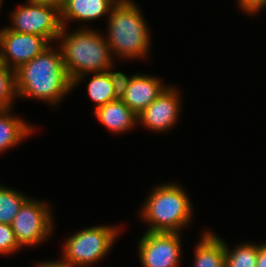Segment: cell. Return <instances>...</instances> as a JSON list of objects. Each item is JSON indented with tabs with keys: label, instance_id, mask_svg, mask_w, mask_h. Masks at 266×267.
Returning a JSON list of instances; mask_svg holds the SVG:
<instances>
[{
	"label": "cell",
	"instance_id": "6da1fadb",
	"mask_svg": "<svg viewBox=\"0 0 266 267\" xmlns=\"http://www.w3.org/2000/svg\"><path fill=\"white\" fill-rule=\"evenodd\" d=\"M18 97H29L57 105L72 88L60 48L47 47L29 62L15 70Z\"/></svg>",
	"mask_w": 266,
	"mask_h": 267
},
{
	"label": "cell",
	"instance_id": "7a4b0ae2",
	"mask_svg": "<svg viewBox=\"0 0 266 267\" xmlns=\"http://www.w3.org/2000/svg\"><path fill=\"white\" fill-rule=\"evenodd\" d=\"M86 28L67 34L66 26L62 27L57 39L72 88L85 78V74L105 72L114 67V58L104 35Z\"/></svg>",
	"mask_w": 266,
	"mask_h": 267
},
{
	"label": "cell",
	"instance_id": "3957f363",
	"mask_svg": "<svg viewBox=\"0 0 266 267\" xmlns=\"http://www.w3.org/2000/svg\"><path fill=\"white\" fill-rule=\"evenodd\" d=\"M107 16L108 34L104 37L113 58H145L151 46L150 31L137 4L132 0H120Z\"/></svg>",
	"mask_w": 266,
	"mask_h": 267
},
{
	"label": "cell",
	"instance_id": "277c9868",
	"mask_svg": "<svg viewBox=\"0 0 266 267\" xmlns=\"http://www.w3.org/2000/svg\"><path fill=\"white\" fill-rule=\"evenodd\" d=\"M142 208L139 213L149 224L147 231L150 232L179 233L193 219L191 200L177 183L156 186L147 196Z\"/></svg>",
	"mask_w": 266,
	"mask_h": 267
},
{
	"label": "cell",
	"instance_id": "5b68a950",
	"mask_svg": "<svg viewBox=\"0 0 266 267\" xmlns=\"http://www.w3.org/2000/svg\"><path fill=\"white\" fill-rule=\"evenodd\" d=\"M119 230L118 227L98 225L78 231L64 242L62 257L72 267H88L107 255Z\"/></svg>",
	"mask_w": 266,
	"mask_h": 267
},
{
	"label": "cell",
	"instance_id": "8992f818",
	"mask_svg": "<svg viewBox=\"0 0 266 267\" xmlns=\"http://www.w3.org/2000/svg\"><path fill=\"white\" fill-rule=\"evenodd\" d=\"M50 207L46 202L34 198H29L22 205L11 223L21 247L40 245L48 239L54 228Z\"/></svg>",
	"mask_w": 266,
	"mask_h": 267
},
{
	"label": "cell",
	"instance_id": "52a82bcc",
	"mask_svg": "<svg viewBox=\"0 0 266 267\" xmlns=\"http://www.w3.org/2000/svg\"><path fill=\"white\" fill-rule=\"evenodd\" d=\"M21 5L11 13V31L35 34L46 38L49 42H56L62 30L60 10L49 5L33 4Z\"/></svg>",
	"mask_w": 266,
	"mask_h": 267
},
{
	"label": "cell",
	"instance_id": "ba28073f",
	"mask_svg": "<svg viewBox=\"0 0 266 267\" xmlns=\"http://www.w3.org/2000/svg\"><path fill=\"white\" fill-rule=\"evenodd\" d=\"M181 232L145 231L139 240L142 267H177L181 258Z\"/></svg>",
	"mask_w": 266,
	"mask_h": 267
},
{
	"label": "cell",
	"instance_id": "9c48e42d",
	"mask_svg": "<svg viewBox=\"0 0 266 267\" xmlns=\"http://www.w3.org/2000/svg\"><path fill=\"white\" fill-rule=\"evenodd\" d=\"M50 44L42 36L3 28L0 30V61L15 71L43 52Z\"/></svg>",
	"mask_w": 266,
	"mask_h": 267
},
{
	"label": "cell",
	"instance_id": "30bf717a",
	"mask_svg": "<svg viewBox=\"0 0 266 267\" xmlns=\"http://www.w3.org/2000/svg\"><path fill=\"white\" fill-rule=\"evenodd\" d=\"M166 87L154 76L122 73L119 98L138 116Z\"/></svg>",
	"mask_w": 266,
	"mask_h": 267
},
{
	"label": "cell",
	"instance_id": "8fae6325",
	"mask_svg": "<svg viewBox=\"0 0 266 267\" xmlns=\"http://www.w3.org/2000/svg\"><path fill=\"white\" fill-rule=\"evenodd\" d=\"M180 96L176 88L165 90L138 115V123L155 132H166L174 127L180 117Z\"/></svg>",
	"mask_w": 266,
	"mask_h": 267
},
{
	"label": "cell",
	"instance_id": "7c38bea8",
	"mask_svg": "<svg viewBox=\"0 0 266 267\" xmlns=\"http://www.w3.org/2000/svg\"><path fill=\"white\" fill-rule=\"evenodd\" d=\"M120 0H64L60 10L61 24L72 20L93 21L110 14Z\"/></svg>",
	"mask_w": 266,
	"mask_h": 267
},
{
	"label": "cell",
	"instance_id": "4fadbf2b",
	"mask_svg": "<svg viewBox=\"0 0 266 267\" xmlns=\"http://www.w3.org/2000/svg\"><path fill=\"white\" fill-rule=\"evenodd\" d=\"M94 113L105 128L115 133L132 130L138 122V116L120 98L98 107Z\"/></svg>",
	"mask_w": 266,
	"mask_h": 267
},
{
	"label": "cell",
	"instance_id": "5bb4252c",
	"mask_svg": "<svg viewBox=\"0 0 266 267\" xmlns=\"http://www.w3.org/2000/svg\"><path fill=\"white\" fill-rule=\"evenodd\" d=\"M93 74L87 89L90 98L96 104L94 110L119 99L122 72H112L111 69Z\"/></svg>",
	"mask_w": 266,
	"mask_h": 267
},
{
	"label": "cell",
	"instance_id": "9a60e30c",
	"mask_svg": "<svg viewBox=\"0 0 266 267\" xmlns=\"http://www.w3.org/2000/svg\"><path fill=\"white\" fill-rule=\"evenodd\" d=\"M9 109H0V154L18 145L35 129L19 117H14Z\"/></svg>",
	"mask_w": 266,
	"mask_h": 267
},
{
	"label": "cell",
	"instance_id": "2e32d148",
	"mask_svg": "<svg viewBox=\"0 0 266 267\" xmlns=\"http://www.w3.org/2000/svg\"><path fill=\"white\" fill-rule=\"evenodd\" d=\"M195 247L194 267H225L224 240L211 231H204Z\"/></svg>",
	"mask_w": 266,
	"mask_h": 267
},
{
	"label": "cell",
	"instance_id": "e0dca14e",
	"mask_svg": "<svg viewBox=\"0 0 266 267\" xmlns=\"http://www.w3.org/2000/svg\"><path fill=\"white\" fill-rule=\"evenodd\" d=\"M225 267H256L258 244L243 243L230 250L224 241Z\"/></svg>",
	"mask_w": 266,
	"mask_h": 267
},
{
	"label": "cell",
	"instance_id": "ac0fdd59",
	"mask_svg": "<svg viewBox=\"0 0 266 267\" xmlns=\"http://www.w3.org/2000/svg\"><path fill=\"white\" fill-rule=\"evenodd\" d=\"M28 199L26 195L0 184V223L11 225L16 214Z\"/></svg>",
	"mask_w": 266,
	"mask_h": 267
},
{
	"label": "cell",
	"instance_id": "d6986e66",
	"mask_svg": "<svg viewBox=\"0 0 266 267\" xmlns=\"http://www.w3.org/2000/svg\"><path fill=\"white\" fill-rule=\"evenodd\" d=\"M15 98V71L0 61V109L12 108Z\"/></svg>",
	"mask_w": 266,
	"mask_h": 267
},
{
	"label": "cell",
	"instance_id": "ffe728a7",
	"mask_svg": "<svg viewBox=\"0 0 266 267\" xmlns=\"http://www.w3.org/2000/svg\"><path fill=\"white\" fill-rule=\"evenodd\" d=\"M22 247L19 245L12 226L0 223V255H10Z\"/></svg>",
	"mask_w": 266,
	"mask_h": 267
},
{
	"label": "cell",
	"instance_id": "44dd1931",
	"mask_svg": "<svg viewBox=\"0 0 266 267\" xmlns=\"http://www.w3.org/2000/svg\"><path fill=\"white\" fill-rule=\"evenodd\" d=\"M237 4L248 14H257L264 7L266 9V0H238Z\"/></svg>",
	"mask_w": 266,
	"mask_h": 267
},
{
	"label": "cell",
	"instance_id": "7402d4cb",
	"mask_svg": "<svg viewBox=\"0 0 266 267\" xmlns=\"http://www.w3.org/2000/svg\"><path fill=\"white\" fill-rule=\"evenodd\" d=\"M266 267V243L258 244L257 266Z\"/></svg>",
	"mask_w": 266,
	"mask_h": 267
},
{
	"label": "cell",
	"instance_id": "603a6c76",
	"mask_svg": "<svg viewBox=\"0 0 266 267\" xmlns=\"http://www.w3.org/2000/svg\"><path fill=\"white\" fill-rule=\"evenodd\" d=\"M27 2L33 4H42V5H49L55 7L58 10H61L64 0H28Z\"/></svg>",
	"mask_w": 266,
	"mask_h": 267
},
{
	"label": "cell",
	"instance_id": "cb8c5ba5",
	"mask_svg": "<svg viewBox=\"0 0 266 267\" xmlns=\"http://www.w3.org/2000/svg\"><path fill=\"white\" fill-rule=\"evenodd\" d=\"M35 267H72L68 262H66L63 258L62 260H54V261H43L38 263Z\"/></svg>",
	"mask_w": 266,
	"mask_h": 267
},
{
	"label": "cell",
	"instance_id": "d4e9b609",
	"mask_svg": "<svg viewBox=\"0 0 266 267\" xmlns=\"http://www.w3.org/2000/svg\"><path fill=\"white\" fill-rule=\"evenodd\" d=\"M2 1H3V0H0V10H1V6H2Z\"/></svg>",
	"mask_w": 266,
	"mask_h": 267
}]
</instances>
